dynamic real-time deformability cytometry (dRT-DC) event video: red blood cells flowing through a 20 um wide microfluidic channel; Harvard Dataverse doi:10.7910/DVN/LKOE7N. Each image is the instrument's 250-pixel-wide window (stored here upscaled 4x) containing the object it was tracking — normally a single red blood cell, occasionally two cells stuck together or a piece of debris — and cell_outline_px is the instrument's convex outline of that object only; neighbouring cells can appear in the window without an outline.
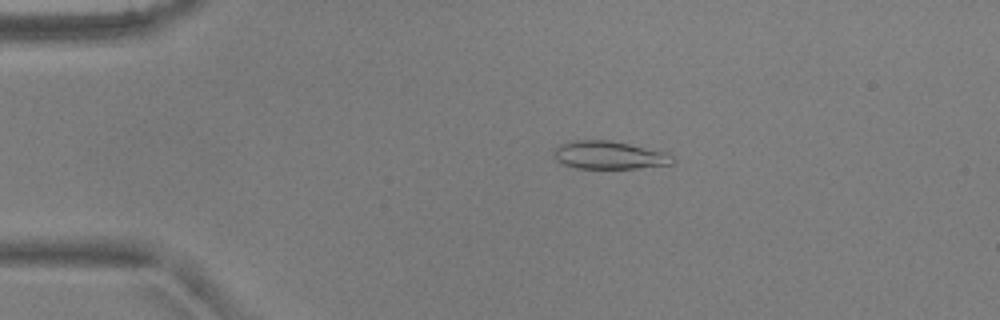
{"species": "common noctule bat (a hibernating species)", "species_latin": "Nyctalus noctula", "temperature_condition": "warm", "stored_images_in_passage": 4, "camera_frame_rate_fps": 3000, "um_per_image_px": 0.085, "animal": {"sex": "male", "body_mass_g": 17.9, "forearm_length_mm": 54.2}, "frame": {"image": 1, "passage_image": 2, "time_ms": 0.333, "image_size_px": [1000, 320], "cell_outline_px": [[676, 160], [672, 164], [640, 168], [576, 168], [560, 164], [552, 156], [552, 148], [560, 144], [576, 140], [608, 140], [668, 152]], "centroid_in_image_um": [51.74, 13.19], "position_along_channel_um": 33.3, "area_um2": 19.65}}
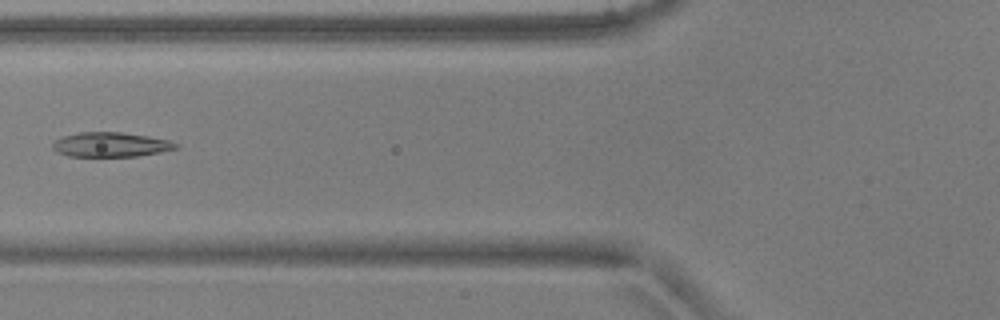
{"frame": {"image": 2, "passage_image": 4, "time_ms": 1.0, "image_size_px": [1000, 320], "cell_outline_px": [[180, 148], [160, 152], [136, 156], [68, 156], [56, 152], [52, 148], [52, 144], [56, 140], [64, 136], [80, 132], [120, 132], [148, 136], [168, 140], [180, 144]], "centroid_in_image_um": [9.43, 12.29], "position_along_channel_um": 116.4, "area_um2": 17.63}}